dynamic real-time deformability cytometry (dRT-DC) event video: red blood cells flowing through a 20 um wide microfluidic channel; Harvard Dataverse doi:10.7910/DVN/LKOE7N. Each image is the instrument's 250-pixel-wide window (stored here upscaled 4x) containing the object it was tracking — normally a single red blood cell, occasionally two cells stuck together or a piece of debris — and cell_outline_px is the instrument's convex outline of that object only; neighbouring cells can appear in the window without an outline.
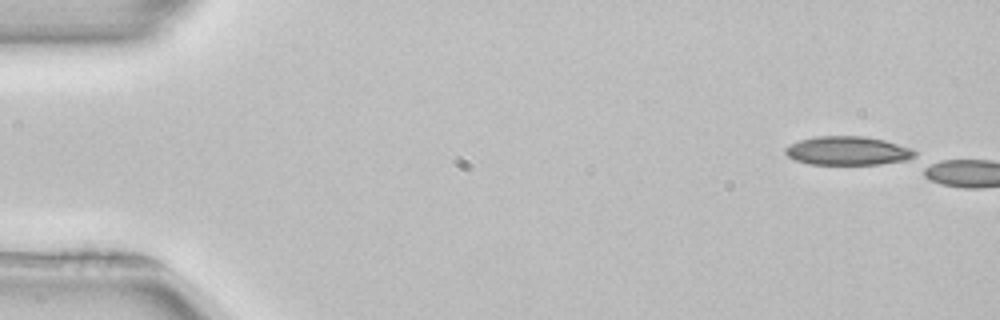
{"species": "common noctule bat (a hibernating species)", "species_latin": "Nyctalus noctula", "temperature_condition": "room temperature", "stored_images_in_passage": 4, "camera_frame_rate_fps": 3000, "um_per_image_px": 0.085, "animal": {"sex": "female", "body_mass_g": 22.7, "forearm_length_mm": 54.2}, "frame": {"image": 1, "passage_image": 1, "time_ms": 0.0, "image_size_px": [1000, 320], "cell_outline_px": [[916, 160], [880, 164], [812, 164], [796, 160], [788, 156], [784, 152], [784, 148], [800, 140], [816, 136], [864, 136], [884, 140], [912, 148], [916, 152]], "centroid_in_image_um": [72.14, 12.82], "position_along_channel_um": 12.9, "area_um2": 21.85}}